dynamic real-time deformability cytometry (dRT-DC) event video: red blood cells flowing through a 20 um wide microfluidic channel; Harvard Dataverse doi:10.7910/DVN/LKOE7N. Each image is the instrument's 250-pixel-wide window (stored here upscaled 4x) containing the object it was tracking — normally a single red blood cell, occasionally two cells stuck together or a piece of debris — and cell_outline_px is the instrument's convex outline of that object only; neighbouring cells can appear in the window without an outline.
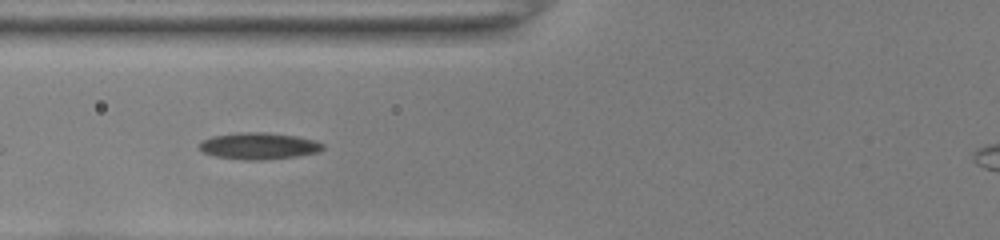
{"species": "common noctule bat (a hibernating species)", "species_latin": "Nyctalus noctula", "temperature_condition": "room temperature", "stored_images_in_passage": 40, "camera_frame_rate_fps": 3000, "um_per_image_px": 0.085, "animal": {"sex": "female", "body_mass_g": 22.0, "forearm_length_mm": 56.7}, "frame": {"image": 1, "passage_image": 9, "time_ms": 2.667, "image_size_px": [1000, 240], "cell_outline_px": [[324, 148], [320, 152], [296, 156], [264, 160], [240, 160], [216, 156], [204, 152], [200, 148], [200, 144], [204, 140], [212, 136], [240, 132], [264, 132], [296, 136], [316, 140], [324, 144]], "centroid_in_image_um": [22.05, 12.41], "position_along_channel_um": 103.8, "area_um2": 19.19}}
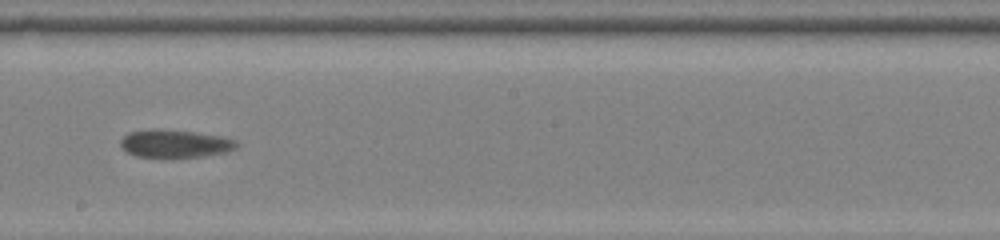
{"frame": {"image": 2, "passage_image": 19, "time_ms": 6.0, "image_size_px": [1000, 240], "cell_outline_px": [[240, 144], [236, 148], [224, 152], [204, 156], [172, 160], [136, 156], [128, 152], [120, 144], [120, 140], [128, 132], [152, 128], [160, 128], [196, 132], [220, 136], [236, 140]], "centroid_in_image_um": [14.86, 12.23], "position_along_channel_um": 233.3, "area_um2": 19.65}}
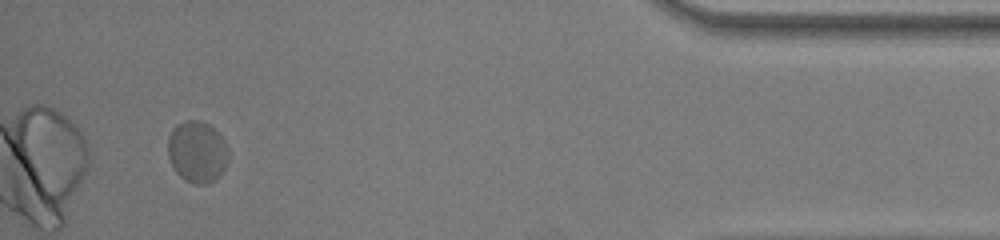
{"frame": {"image": 3, "passage_image": 37, "time_ms": 12.0, "image_size_px": [1000, 240], "cell_outline_px": [[228, 160], [220, 176], [208, 184], [196, 184], [184, 180], [176, 172], [168, 156], [168, 136], [172, 128], [176, 124], [184, 120], [200, 120], [208, 124], [224, 140], [228, 152]], "centroid_in_image_um": [16.74, 12.9], "position_along_channel_um": 418.5, "area_um2": 21.79}, "authors_computed_cell_mechanics": {"area_um2": 19.3052, "velocity_mm_per_s": 3.8931, "shape_relaxation_time_tau1_ms": null, "shape_relaxation_time_tau2_ms": 1.1484, "deformation_change_tau1": null, "deformation_change_tau2": 0.0421}}